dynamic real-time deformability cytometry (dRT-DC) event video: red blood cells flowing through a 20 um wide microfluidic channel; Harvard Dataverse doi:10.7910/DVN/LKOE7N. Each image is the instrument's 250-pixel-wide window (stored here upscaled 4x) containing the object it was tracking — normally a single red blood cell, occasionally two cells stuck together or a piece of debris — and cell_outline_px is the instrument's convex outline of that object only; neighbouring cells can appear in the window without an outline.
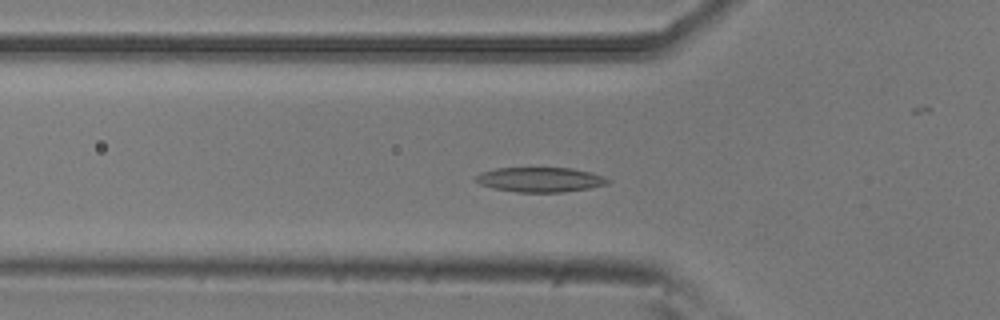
{"species": "common noctule bat (a hibernating species)", "species_latin": "Nyctalus noctula", "temperature_condition": "room temperature", "stored_images_in_passage": 23, "camera_frame_rate_fps": 3000, "um_per_image_px": 0.085, "animal": {"sex": "male", "body_mass_g": 20.5, "forearm_length_mm": 52.5}, "frame": {"image": 1, "passage_image": 2, "time_ms": 0.333, "image_size_px": [1000, 320], "cell_outline_px": [[612, 180], [608, 184], [588, 188], [564, 192], [520, 192], [492, 188], [480, 184], [476, 180], [476, 176], [480, 172], [496, 168], [572, 168], [604, 176]], "centroid_in_image_um": [45.93, 15.27], "position_along_channel_um": 79.9, "area_um2": 18.96}}
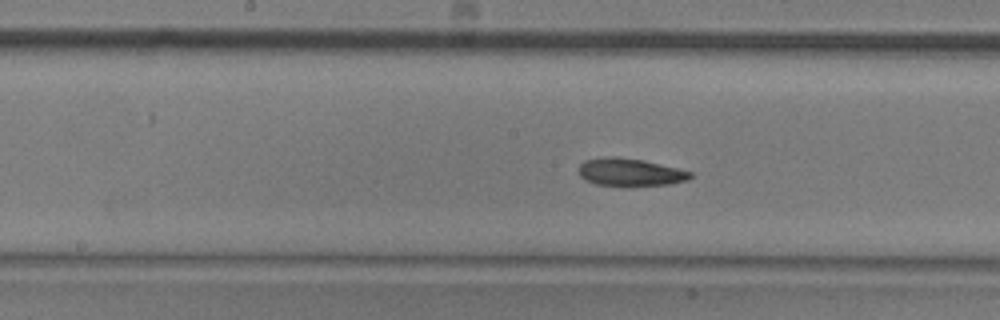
{"frame": {"image": 2, "passage_image": 11, "time_ms": 3.333, "image_size_px": [1000, 320], "cell_outline_px": [[692, 176], [688, 180], [668, 184], [624, 188], [596, 184], [584, 180], [580, 176], [580, 164], [584, 160], [604, 156], [616, 156], [644, 160], [692, 172]], "centroid_in_image_um": [53.53, 14.66], "position_along_channel_um": 194.7, "area_um2": 18.55}}
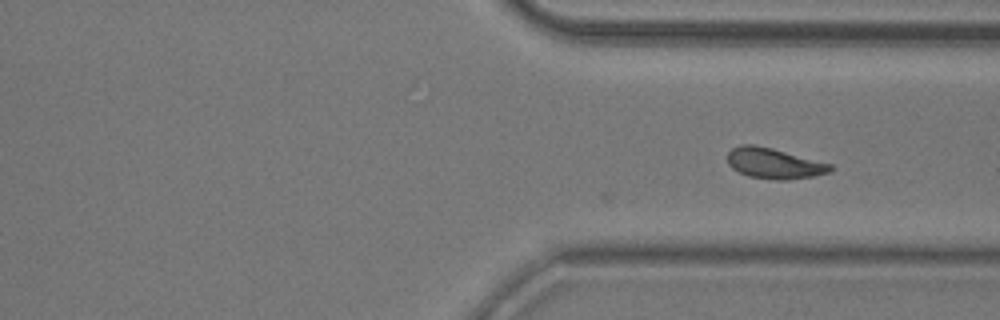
{"frame": {"image": 3, "passage_image": 23, "time_ms": 7.333, "image_size_px": [1000, 320], "cell_outline_px": [[836, 168], [832, 172], [812, 176], [788, 180], [776, 180], [748, 176], [732, 168], [728, 164], [728, 152], [732, 148], [740, 144], [756, 144], [772, 148], [832, 164]], "centroid_in_image_um": [65.82, 13.88], "position_along_channel_um": 345.6, "area_um2": 18.5}}